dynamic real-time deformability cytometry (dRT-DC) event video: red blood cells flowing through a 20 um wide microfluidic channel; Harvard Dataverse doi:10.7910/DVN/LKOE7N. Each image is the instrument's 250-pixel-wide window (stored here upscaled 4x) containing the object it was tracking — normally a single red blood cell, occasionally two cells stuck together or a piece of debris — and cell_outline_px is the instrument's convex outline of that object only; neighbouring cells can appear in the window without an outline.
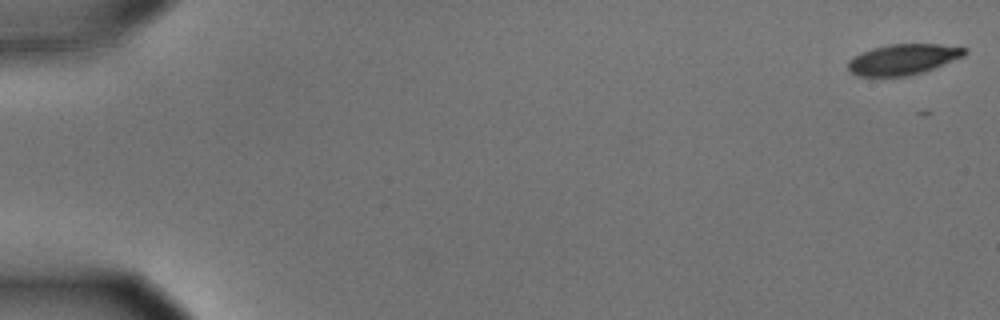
{"species": "common noctule bat (a hibernating species)", "species_latin": "Nyctalus noctula", "temperature_condition": "cold", "stored_images_in_passage": 4, "camera_frame_rate_fps": 3000, "um_per_image_px": 0.085, "animal": {"sex": "male", "body_mass_g": 15.6}, "frame": {"image": 1, "passage_image": 1, "time_ms": 0.0, "image_size_px": [1000, 320], "cell_outline_px": [[968, 52], [964, 56], [924, 72], [908, 76], [860, 76], [852, 72], [848, 68], [848, 60], [852, 56], [860, 52], [872, 48], [888, 44], [940, 44], [968, 48]], "centroid_in_image_um": [76.77, 5.03], "position_along_channel_um": 8.2, "area_um2": 20.98}}